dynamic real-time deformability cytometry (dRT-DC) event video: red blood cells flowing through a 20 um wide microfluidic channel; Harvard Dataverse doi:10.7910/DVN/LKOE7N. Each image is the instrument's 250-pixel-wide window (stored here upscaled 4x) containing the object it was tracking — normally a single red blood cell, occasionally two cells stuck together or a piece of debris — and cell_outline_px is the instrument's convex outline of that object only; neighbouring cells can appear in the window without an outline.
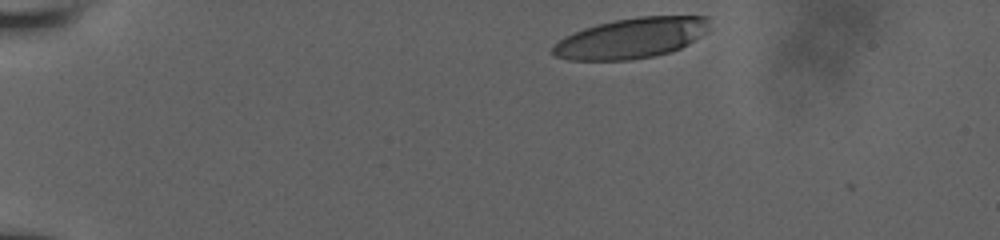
{"species": "human", "species_latin": "Homo sapiens", "temperature_condition": "room temperature", "stored_images_in_passage": 33, "camera_frame_rate_fps": 3000, "um_per_image_px": 0.085, "donor": {"sex": "male"}, "frame": {"image": 1, "passage_image": 1, "time_ms": 0.0, "image_size_px": [1000, 240], "cell_outline_px": [[708, 32], [688, 44], [680, 48], [668, 52], [652, 56], [632, 60], [568, 60], [556, 56], [552, 52], [552, 48], [564, 36], [584, 28], [596, 24], [616, 20], [640, 16], [708, 16]], "centroid_in_image_um": [53.67, 3.24], "position_along_channel_um": 31.3, "area_um2": 36.76}}
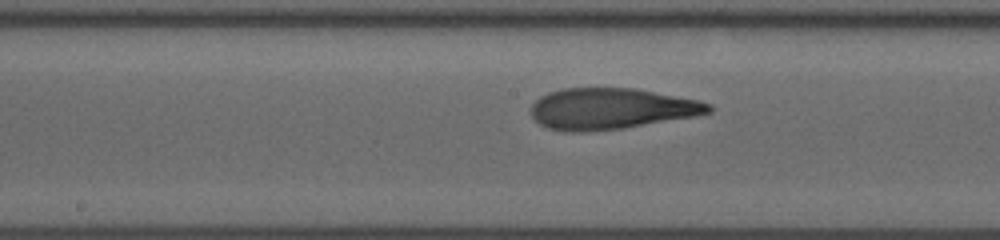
{"frame": {"image": 2, "passage_image": 19, "time_ms": 6.333, "image_size_px": [1000, 240], "cell_outline_px": [[712, 112], [696, 116], [620, 128], [548, 128], [540, 124], [532, 116], [532, 104], [540, 96], [548, 92], [560, 88], [636, 88], [696, 100], [712, 104]], "centroid_in_image_um": [52.0, 9.18], "position_along_channel_um": 196.2, "area_um2": 41.1}}
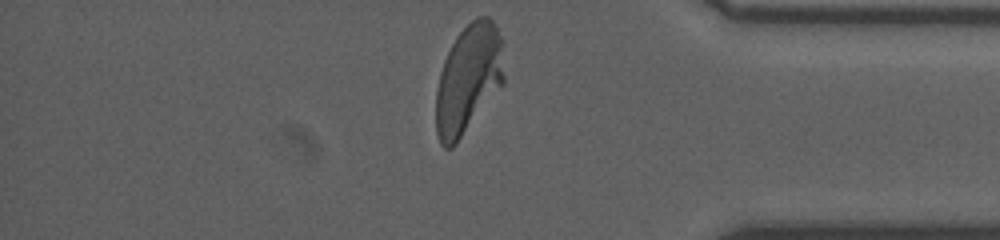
{"frame": {"image": 3, "passage_image": 33, "time_ms": 11.667, "image_size_px": [1000, 240], "cell_outline_px": [[504, 84], [456, 144], [452, 148], [444, 148], [440, 144], [436, 132], [436, 92], [440, 72], [444, 60], [456, 36], [476, 16], [488, 16], [496, 24], [504, 40]], "centroid_in_image_um": [39.85, 6.7], "position_along_channel_um": 395.4, "area_um2": 43.93}}